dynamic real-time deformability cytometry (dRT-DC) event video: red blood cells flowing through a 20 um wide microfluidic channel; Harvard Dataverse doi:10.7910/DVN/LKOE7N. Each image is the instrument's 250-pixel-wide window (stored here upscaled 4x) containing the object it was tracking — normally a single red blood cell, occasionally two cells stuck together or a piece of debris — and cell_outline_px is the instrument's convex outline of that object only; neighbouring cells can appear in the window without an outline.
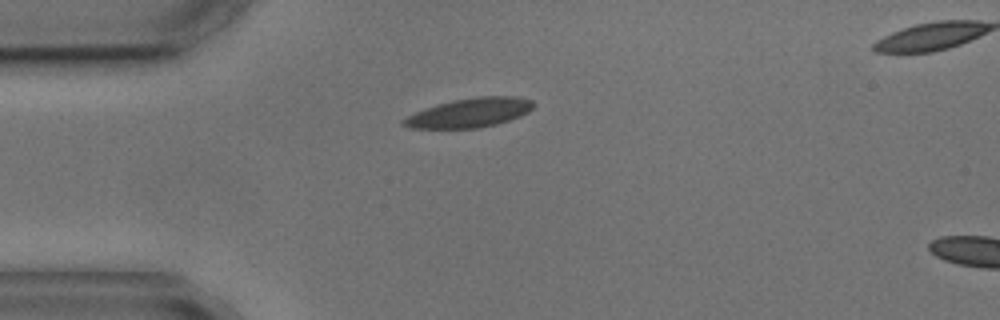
{"species": "common noctule bat (a hibernating species)", "species_latin": "Nyctalus noctula", "temperature_condition": "cold", "stored_images_in_passage": 3, "camera_frame_rate_fps": 3000, "um_per_image_px": 0.085, "animal": {"sex": "male", "body_mass_g": 17.9, "forearm_length_mm": 54.2}, "frame": {"image": 1, "passage_image": 1, "time_ms": 0.0, "image_size_px": [1000, 320], "cell_outline_px": [[536, 104], [528, 112], [520, 116], [496, 124], [480, 128], [412, 128], [400, 124], [400, 120], [424, 108], [436, 104], [452, 100], [476, 96], [516, 96], [532, 100]], "centroid_in_image_um": [39.91, 9.57], "position_along_channel_um": 45.1, "area_um2": 22.25}}